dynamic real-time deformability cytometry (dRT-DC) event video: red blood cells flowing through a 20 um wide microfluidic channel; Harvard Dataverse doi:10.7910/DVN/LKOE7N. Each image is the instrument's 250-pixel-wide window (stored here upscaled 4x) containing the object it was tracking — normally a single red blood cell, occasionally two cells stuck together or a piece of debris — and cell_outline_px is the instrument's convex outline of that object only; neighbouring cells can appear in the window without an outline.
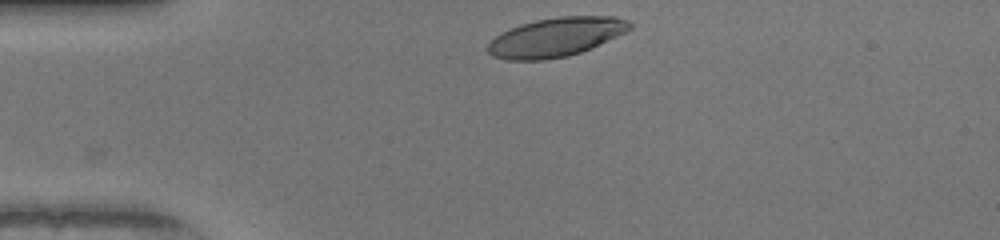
{"species": "human", "species_latin": "Homo sapiens", "temperature_condition": "warm", "stored_images_in_passage": 31, "camera_frame_rate_fps": 3000, "um_per_image_px": 0.085, "donor": {"sex": "female"}, "frame": {"image": 1, "passage_image": 1, "time_ms": 0.0, "image_size_px": [1000, 240], "cell_outline_px": [[632, 28], [592, 48], [568, 56], [544, 60], [508, 60], [492, 56], [484, 48], [500, 32], [520, 24], [536, 20], [560, 16], [616, 16], [632, 24]], "centroid_in_image_um": [47.21, 3.16], "position_along_channel_um": 37.8, "area_um2": 32.25}}
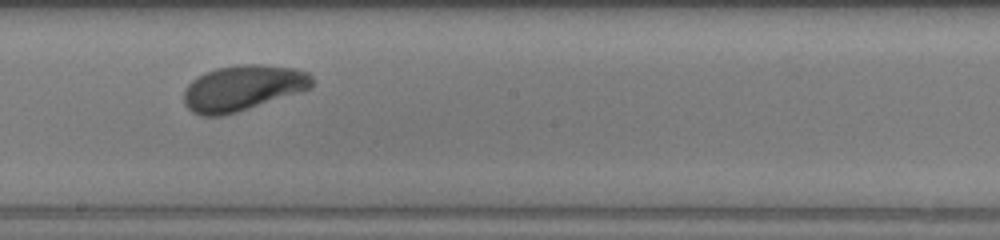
{"frame": {"image": 2, "passage_image": 18, "time_ms": 5.667, "image_size_px": [1000, 240], "cell_outline_px": [[316, 80], [312, 88], [300, 92], [224, 116], [200, 116], [192, 112], [184, 104], [184, 88], [196, 76], [204, 72], [216, 68], [244, 64], [264, 64], [296, 68], [308, 72]], "centroid_in_image_um": [20.65, 7.47], "position_along_channel_um": 227.6, "area_um2": 34.51}}
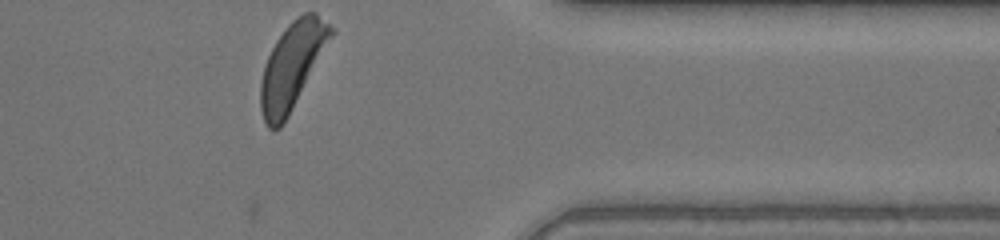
{"frame": {"image": 3, "passage_image": 31, "time_ms": 10.0, "image_size_px": [1000, 240], "cell_outline_px": [[336, 32], [284, 124], [280, 128], [268, 128], [264, 120], [260, 108], [260, 84], [264, 64], [276, 40], [288, 24], [292, 20], [304, 12], [316, 12], [336, 28]], "centroid_in_image_um": [24.86, 5.56], "position_along_channel_um": 386.5, "area_um2": 35.55}, "authors_computed_cell_mechanics": {"area_um2": 33.7552, "velocity_mm_per_s": 4.0482, "shape_relaxation_time_tau1_ms": 3.4427, "shape_relaxation_time_tau2_ms": null, "deformation_change_tau1": 0.1874, "deformation_change_tau2": null}}